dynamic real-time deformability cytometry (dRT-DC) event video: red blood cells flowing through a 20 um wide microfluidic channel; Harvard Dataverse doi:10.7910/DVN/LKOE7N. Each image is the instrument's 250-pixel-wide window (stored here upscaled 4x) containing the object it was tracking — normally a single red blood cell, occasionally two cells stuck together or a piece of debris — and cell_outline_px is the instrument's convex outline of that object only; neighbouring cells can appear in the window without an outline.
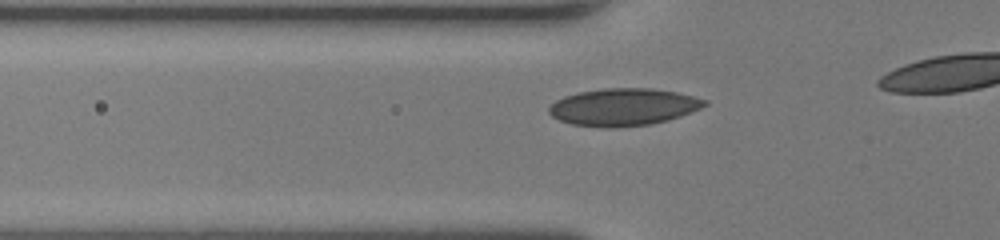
{"species": "human", "species_latin": "Homo sapiens", "temperature_condition": "room temperature", "stored_images_in_passage": 14, "camera_frame_rate_fps": 3000, "um_per_image_px": 0.085, "donor": {"sex": "female"}, "frame": {"image": 1, "passage_image": 5, "time_ms": 1.333, "image_size_px": [1000, 240], "cell_outline_px": [[708, 104], [700, 108], [680, 116], [668, 120], [652, 124], [616, 128], [604, 128], [572, 124], [560, 120], [552, 116], [548, 112], [548, 108], [556, 100], [564, 96], [580, 92], [604, 88], [652, 88], [676, 92], [708, 100]], "centroid_in_image_um": [52.98, 9.1], "position_along_channel_um": 72.8, "area_um2": 33.87}}
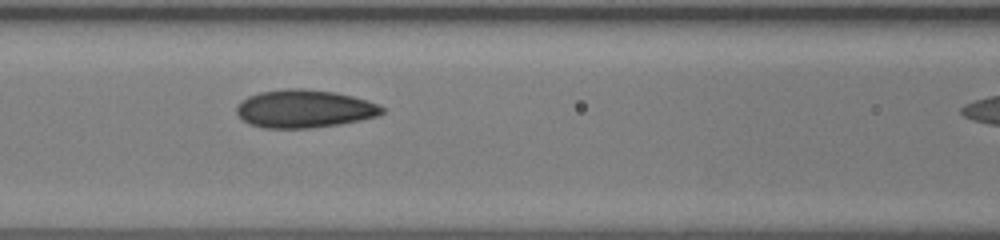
{"frame": {"image": 2, "passage_image": 10, "time_ms": 3.0, "image_size_px": [1000, 240], "cell_outline_px": [[384, 112], [376, 116], [360, 120], [340, 124], [312, 128], [264, 128], [248, 124], [236, 112], [236, 104], [240, 100], [248, 96], [260, 92], [284, 88], [300, 88], [332, 92], [352, 96], [368, 100], [384, 108]], "centroid_in_image_um": [25.82, 9.25], "position_along_channel_um": 140.8, "area_um2": 32.25}}